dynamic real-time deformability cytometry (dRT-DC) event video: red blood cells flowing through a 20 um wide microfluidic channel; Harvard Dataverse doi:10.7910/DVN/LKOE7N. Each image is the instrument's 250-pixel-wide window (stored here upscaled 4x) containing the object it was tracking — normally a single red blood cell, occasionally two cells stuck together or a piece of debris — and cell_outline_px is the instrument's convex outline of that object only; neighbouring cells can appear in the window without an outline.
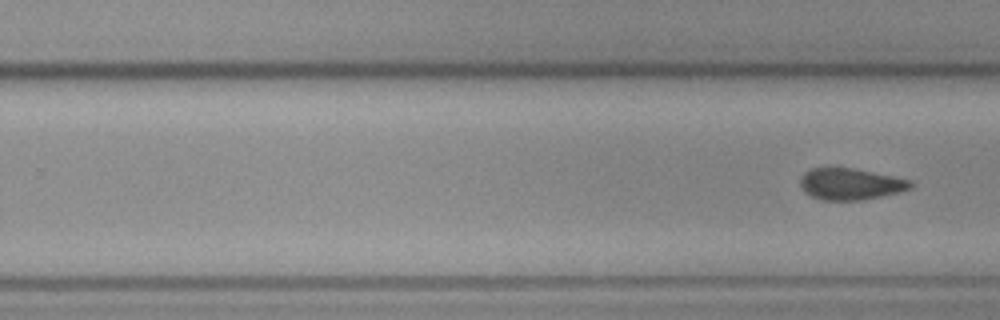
{"species": "common noctule bat (a hibernating species)", "species_latin": "Nyctalus noctula", "temperature_condition": "cold", "stored_images_in_passage": 11, "segment_of_instrument_passage": [2, 2], "camera_frame_rate_fps": 3000, "um_per_image_px": 0.085, "animal": {"sex": "female", "body_mass_g": 19.3, "forearm_length_mm": 54.1}, "frame": {"image": 1, "passage_image": 11, "time_ms": 13.0, "image_size_px": [1000, 320], "cell_outline_px": [[912, 188], [864, 200], [820, 200], [804, 192], [800, 188], [800, 176], [804, 172], [812, 168], [852, 168], [912, 180]], "centroid_in_image_um": [72.24, 15.64], "position_along_channel_um": 257.6, "area_um2": 20.17}}